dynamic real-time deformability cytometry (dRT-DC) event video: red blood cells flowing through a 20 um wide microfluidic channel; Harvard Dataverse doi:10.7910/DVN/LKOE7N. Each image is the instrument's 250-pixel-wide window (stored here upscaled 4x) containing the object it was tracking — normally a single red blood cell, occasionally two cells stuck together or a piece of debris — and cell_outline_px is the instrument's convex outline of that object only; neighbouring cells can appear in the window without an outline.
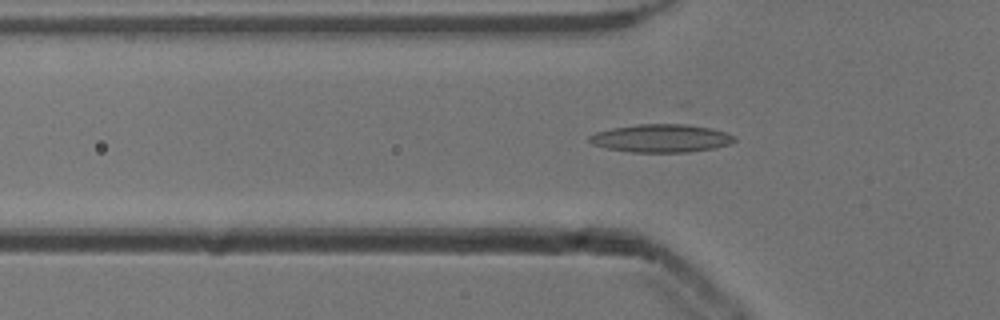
{"species": "common noctule bat (a hibernating species)", "species_latin": "Nyctalus noctula", "temperature_condition": "cold", "stored_images_in_passage": 45, "camera_frame_rate_fps": 3000, "um_per_image_px": 0.085, "animal": {"sex": "male", "body_mass_g": 13.3}, "frame": {"image": 1, "passage_image": 9, "time_ms": 2.667, "image_size_px": [1000, 320], "cell_outline_px": [[736, 140], [732, 144], [716, 148], [688, 152], [632, 152], [604, 148], [592, 144], [588, 140], [588, 136], [596, 132], [612, 128], [640, 124], [676, 120], [712, 128], [736, 136]], "centroid_in_image_um": [56.25, 11.71], "position_along_channel_um": 69.5, "area_um2": 24.8}}
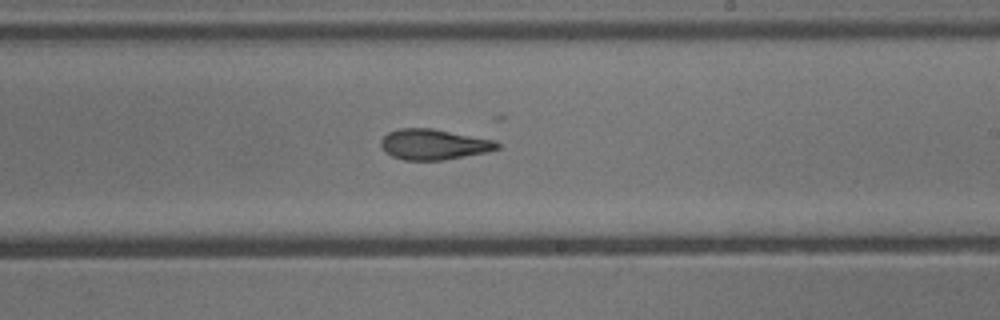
{"frame": {"image": 2, "passage_image": 23, "time_ms": 7.333, "image_size_px": [1000, 320], "cell_outline_px": [[500, 148], [488, 152], [444, 160], [404, 160], [392, 156], [384, 152], [380, 144], [380, 140], [388, 132], [400, 128], [432, 128], [496, 140], [500, 144]], "centroid_in_image_um": [36.88, 12.27], "position_along_channel_um": 252.1, "area_um2": 20.92}}
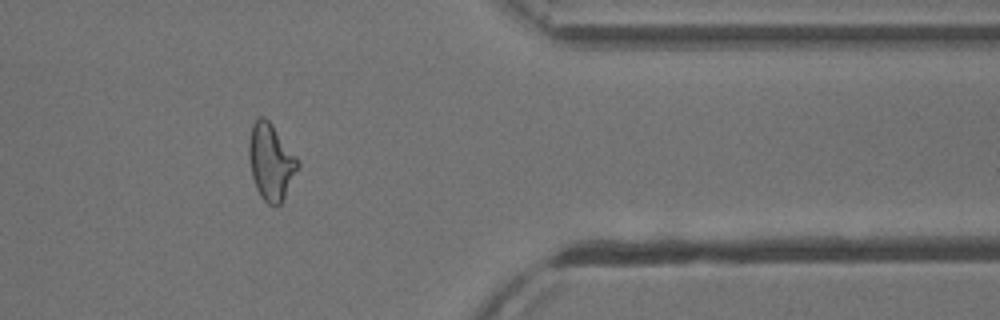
{"frame": {"image": 3, "passage_image": 35, "time_ms": 11.333, "image_size_px": [1000, 320], "cell_outline_px": [[300, 164], [280, 204], [268, 204], [260, 196], [256, 188], [252, 176], [248, 156], [248, 144], [252, 124], [260, 116], [264, 116], [272, 124], [300, 160]], "centroid_in_image_um": [23.01, 13.72], "position_along_channel_um": 388.4, "area_um2": 21.62}}